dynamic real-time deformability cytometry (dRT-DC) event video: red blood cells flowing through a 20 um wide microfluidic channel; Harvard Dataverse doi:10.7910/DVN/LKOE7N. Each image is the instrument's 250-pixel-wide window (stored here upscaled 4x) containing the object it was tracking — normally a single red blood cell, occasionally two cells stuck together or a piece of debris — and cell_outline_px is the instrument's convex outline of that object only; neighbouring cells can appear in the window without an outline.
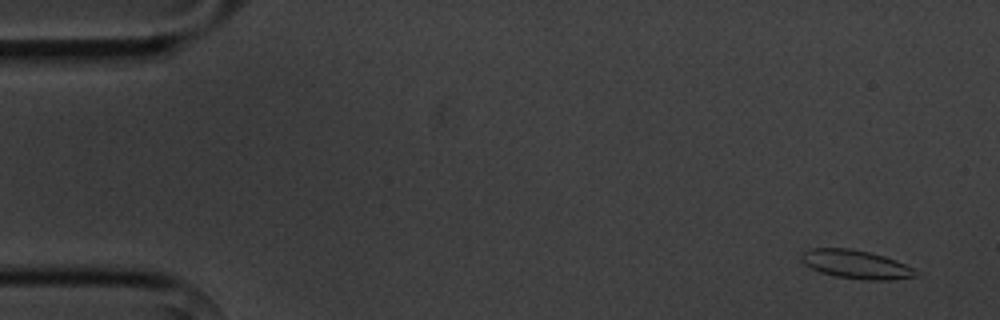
{"species": "common noctule bat (a hibernating species)", "species_latin": "Nyctalus noctula", "temperature_condition": "cold", "stored_images_in_passage": 4, "camera_frame_rate_fps": 3000, "um_per_image_px": 0.085, "animal": {"sex": "male", "body_mass_g": 20.1, "forearm_length_mm": 53.5}, "frame": {"image": 1, "passage_image": 1, "time_ms": 0.0, "image_size_px": [1000, 320], "cell_outline_px": [[920, 276], [888, 280], [868, 280], [836, 276], [820, 272], [804, 264], [800, 260], [800, 252], [808, 248], [852, 248], [884, 256], [896, 260], [912, 268]], "centroid_in_image_um": [72.71, 22.46], "position_along_channel_um": 12.3, "area_um2": 19.07}}